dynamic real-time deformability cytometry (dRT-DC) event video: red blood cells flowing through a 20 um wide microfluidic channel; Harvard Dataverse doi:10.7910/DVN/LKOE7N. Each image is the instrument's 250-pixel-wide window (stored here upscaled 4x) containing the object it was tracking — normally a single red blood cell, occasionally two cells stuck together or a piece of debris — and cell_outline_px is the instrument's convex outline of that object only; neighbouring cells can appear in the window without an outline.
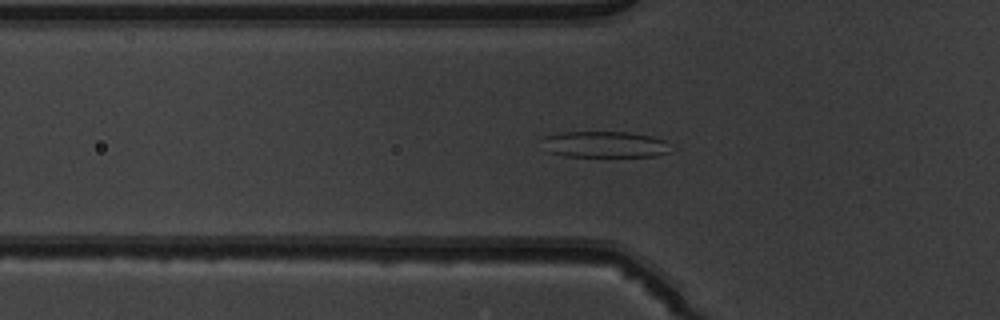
{"species": "common noctule bat (a hibernating species)", "species_latin": "Nyctalus noctula", "temperature_condition": "warm", "stored_images_in_passage": 25, "camera_frame_rate_fps": 3000, "um_per_image_px": 0.085, "animal": {"sex": "male", "body_mass_g": 19.5, "forearm_length_mm": 54.6}, "frame": {"image": 1, "passage_image": 15, "time_ms": 4.667, "image_size_px": [1000, 320], "cell_outline_px": [[676, 148], [668, 152], [656, 156], [564, 156], [548, 152], [540, 140], [544, 136], [564, 132], [628, 132], [652, 136], [676, 144]], "centroid_in_image_um": [51.48, 12.27], "position_along_channel_um": 74.3, "area_um2": 20.06}}
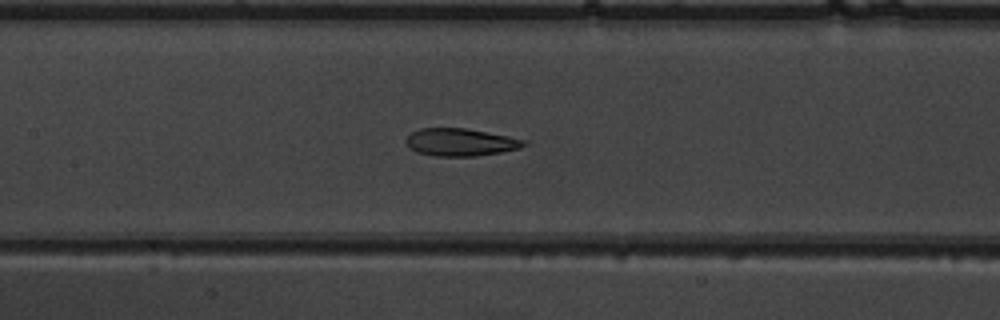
{"frame": {"image": 2, "passage_image": 22, "time_ms": 7.0, "image_size_px": [1000, 320], "cell_outline_px": [[528, 144], [520, 148], [500, 152], [476, 156], [436, 156], [416, 152], [408, 148], [404, 140], [412, 132], [420, 128], [468, 128], [528, 140]], "centroid_in_image_um": [39.14, 12.08], "position_along_channel_um": 168.3, "area_um2": 19.13}}
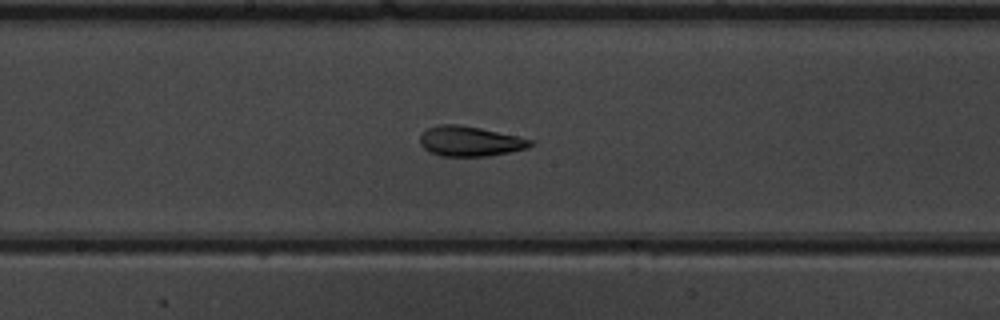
{"frame": {"image": 3, "passage_image": 25, "time_ms": 8.0, "image_size_px": [1000, 320], "cell_outline_px": [[536, 140], [528, 148], [488, 156], [440, 156], [428, 152], [420, 144], [420, 136], [428, 128], [440, 124], [460, 124], [480, 128]], "centroid_in_image_um": [39.94, 12.01], "position_along_channel_um": 208.3, "area_um2": 19.36}}